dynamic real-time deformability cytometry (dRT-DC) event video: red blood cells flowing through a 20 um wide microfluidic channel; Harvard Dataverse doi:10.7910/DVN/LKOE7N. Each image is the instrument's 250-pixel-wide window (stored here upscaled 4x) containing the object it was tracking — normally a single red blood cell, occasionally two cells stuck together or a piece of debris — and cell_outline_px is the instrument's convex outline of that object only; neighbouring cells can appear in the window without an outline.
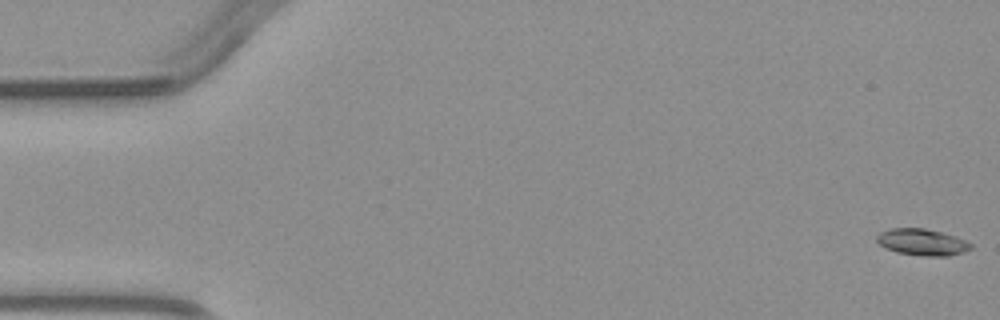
{"species": "common noctule bat (a hibernating species)", "species_latin": "Nyctalus noctula", "temperature_condition": "warm", "stored_images_in_passage": 6, "camera_frame_rate_fps": 3000, "um_per_image_px": 0.085, "animal": {"sex": "male", "body_mass_g": 23.1, "forearm_length_mm": 52.7}, "frame": {"image": 1, "passage_image": 1, "time_ms": 0.0, "image_size_px": [1000, 320], "cell_outline_px": [[972, 248], [964, 252], [948, 256], [924, 256], [896, 252], [884, 248], [876, 240], [876, 236], [880, 232], [892, 228], [924, 228], [940, 232], [964, 240], [972, 244]], "centroid_in_image_um": [78.35, 20.59], "position_along_channel_um": 6.6, "area_um2": 14.45}}
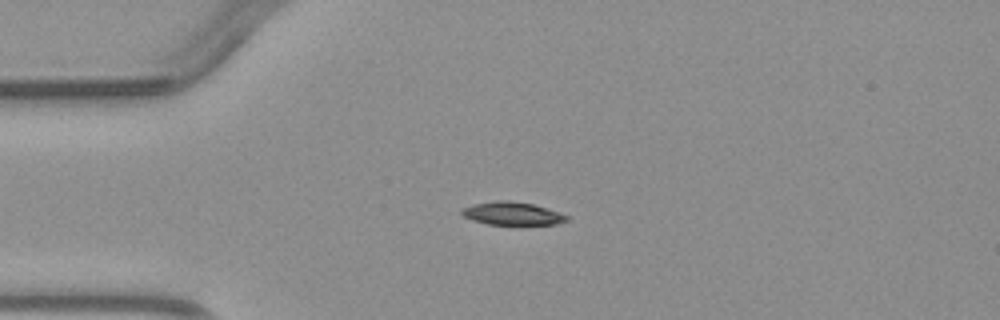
{"frame": {"image": 2, "passage_image": 4, "time_ms": 3.667, "image_size_px": [1000, 320], "cell_outline_px": [[568, 220], [556, 224], [488, 224], [472, 220], [464, 216], [460, 212], [460, 208], [472, 204], [496, 200], [508, 200], [532, 204], [568, 216]], "centroid_in_image_um": [43.45, 18.14], "position_along_channel_um": 41.5, "area_um2": 13.87}}
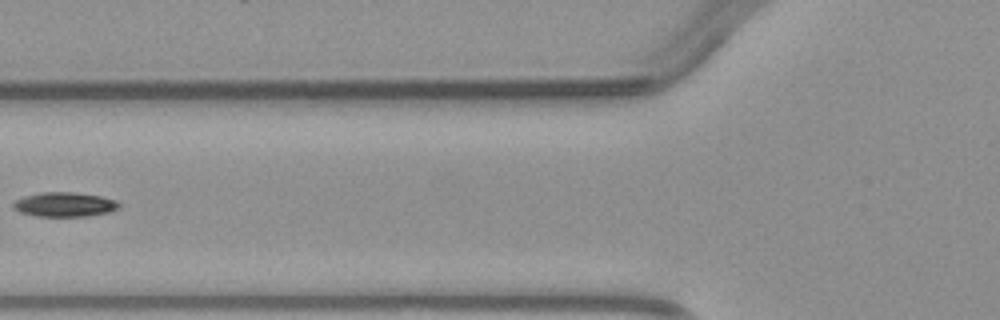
{"frame": {"image": 3, "passage_image": 6, "time_ms": 6.0, "image_size_px": [1000, 320], "cell_outline_px": [[120, 208], [108, 212], [88, 216], [36, 216], [20, 212], [12, 208], [12, 204], [16, 200], [24, 196], [40, 192], [76, 192], [100, 196], [116, 200], [120, 204]], "centroid_in_image_um": [5.48, 17.37], "position_along_channel_um": 120.3, "area_um2": 15.14}}